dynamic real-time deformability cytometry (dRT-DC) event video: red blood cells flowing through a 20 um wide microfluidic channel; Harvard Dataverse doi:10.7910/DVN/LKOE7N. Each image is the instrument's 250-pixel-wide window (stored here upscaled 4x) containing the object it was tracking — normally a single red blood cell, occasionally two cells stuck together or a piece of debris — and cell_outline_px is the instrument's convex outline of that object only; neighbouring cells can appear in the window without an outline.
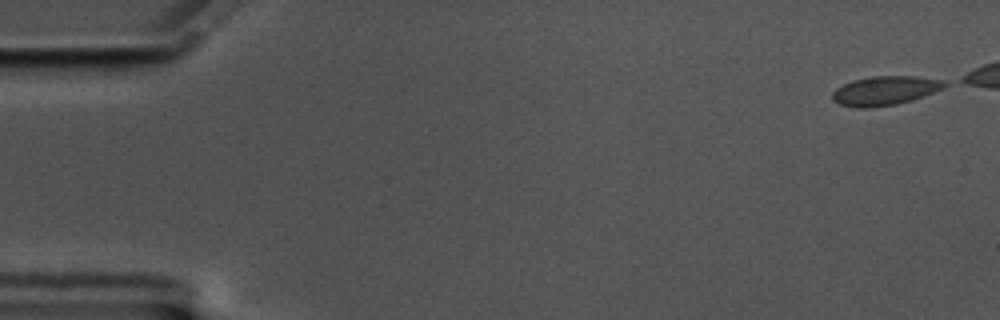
{"species": "common noctule bat (a hibernating species)", "species_latin": "Nyctalus noctula", "temperature_condition": "cold", "stored_images_in_passage": 50, "camera_frame_rate_fps": 3000, "um_per_image_px": 0.085, "animal": {"sex": "male", "body_mass_g": 17.5, "forearm_length_mm": 52.3}, "frame": {"image": 1, "passage_image": 1, "time_ms": 0.0, "image_size_px": [1000, 320], "cell_outline_px": [[948, 84], [932, 92], [912, 100], [896, 104], [872, 108], [860, 108], [840, 104], [832, 100], [832, 92], [836, 88], [852, 80], [872, 76], [912, 76], [944, 80]], "centroid_in_image_um": [75.17, 7.7], "position_along_channel_um": 9.8, "area_um2": 18.84}}
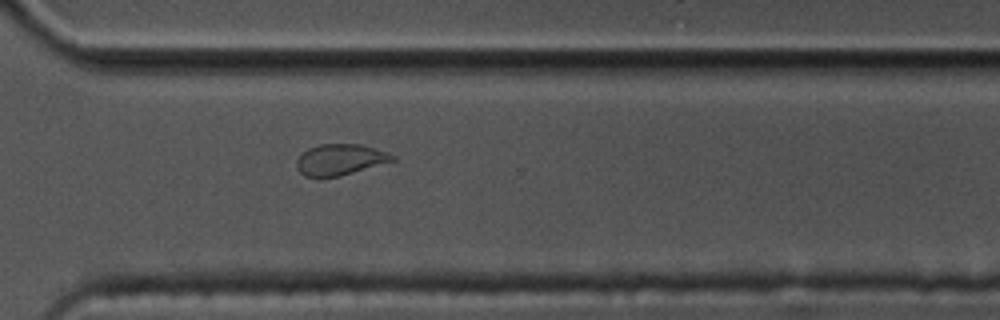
{"frame": {"image": 2, "passage_image": 41, "time_ms": 13.333, "image_size_px": [1000, 320], "cell_outline_px": [[396, 160], [340, 176], [320, 180], [304, 176], [296, 168], [296, 160], [308, 148], [320, 144], [360, 144], [396, 156]], "centroid_in_image_um": [28.84, 13.61], "position_along_channel_um": 341.8, "area_um2": 17.57}}
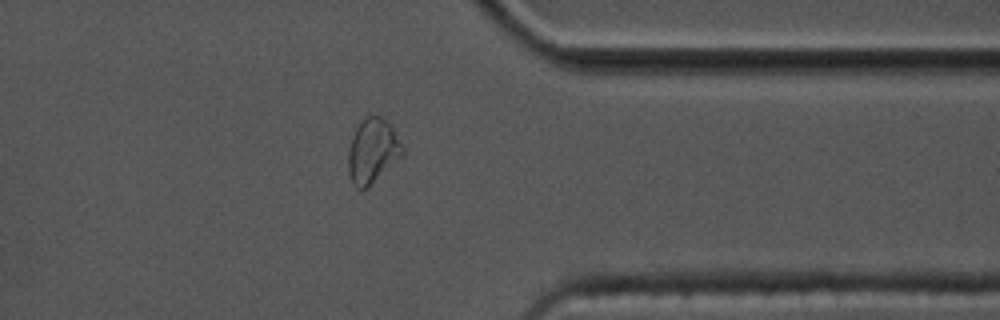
{"frame": {"image": 3, "passage_image": 45, "time_ms": 14.667, "image_size_px": [1000, 320], "cell_outline_px": [[404, 152], [368, 188], [360, 192], [352, 184], [348, 172], [348, 152], [352, 136], [360, 120], [368, 112], [372, 112], [388, 120], [392, 124], [404, 148]], "centroid_in_image_um": [31.65, 12.78], "position_along_channel_um": 379.8, "area_um2": 20.98}}